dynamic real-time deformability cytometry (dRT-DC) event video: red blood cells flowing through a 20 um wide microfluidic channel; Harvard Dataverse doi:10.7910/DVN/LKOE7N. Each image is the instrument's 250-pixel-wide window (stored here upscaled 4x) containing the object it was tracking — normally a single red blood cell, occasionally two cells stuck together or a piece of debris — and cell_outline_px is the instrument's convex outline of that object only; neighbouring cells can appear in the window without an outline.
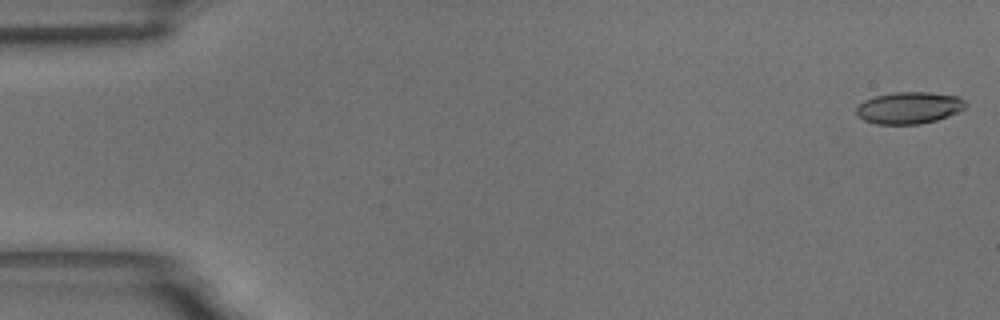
{"species": "common noctule bat (a hibernating species)", "species_latin": "Nyctalus noctula", "temperature_condition": "room temperature", "stored_images_in_passage": 6, "camera_frame_rate_fps": 3000, "um_per_image_px": 0.085, "animal": {"sex": "male", "body_mass_g": 18.8}, "frame": {"image": 1, "passage_image": 1, "time_ms": 0.0, "image_size_px": [1000, 320], "cell_outline_px": [[968, 104], [964, 108], [948, 116], [936, 120], [920, 124], [876, 124], [864, 120], [856, 112], [856, 108], [864, 100], [876, 96], [892, 92], [928, 92], [960, 96]], "centroid_in_image_um": [77.29, 9.15], "position_along_channel_um": 7.7, "area_um2": 20.23}}